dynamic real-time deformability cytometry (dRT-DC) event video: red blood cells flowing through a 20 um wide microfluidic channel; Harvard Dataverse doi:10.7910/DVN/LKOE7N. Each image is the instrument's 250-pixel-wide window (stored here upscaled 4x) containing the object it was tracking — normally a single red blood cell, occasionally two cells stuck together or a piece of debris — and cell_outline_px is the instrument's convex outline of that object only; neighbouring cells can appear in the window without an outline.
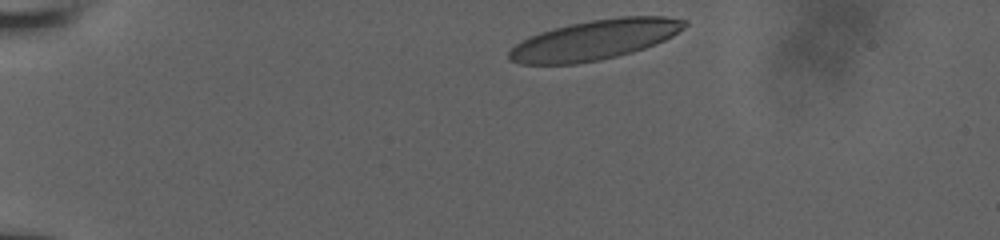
{"species": "human", "species_latin": "Homo sapiens", "temperature_condition": "room temperature", "stored_images_in_passage": 6, "camera_frame_rate_fps": 3000, "um_per_image_px": 0.085, "donor": {"sex": "male"}, "frame": {"image": 1, "passage_image": 1, "time_ms": 0.0, "image_size_px": [1000, 240], "cell_outline_px": [[688, 24], [684, 28], [672, 36], [664, 40], [644, 48], [632, 52], [600, 60], [576, 64], [520, 64], [508, 60], [508, 52], [520, 40], [528, 36], [540, 32], [568, 24], [592, 20], [620, 16], [664, 16], [688, 20]], "centroid_in_image_um": [50.53, 3.38], "position_along_channel_um": 34.5, "area_um2": 40.92}}
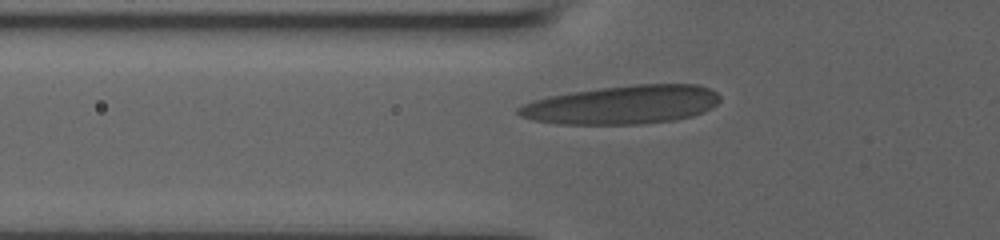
{"frame": {"image": 2, "passage_image": 5, "time_ms": 3.0, "image_size_px": [1000, 240], "cell_outline_px": [[720, 100], [712, 108], [704, 112], [692, 116], [676, 120], [640, 124], [556, 124], [532, 120], [520, 116], [516, 112], [516, 108], [532, 100], [548, 96], [572, 92], [600, 88], [636, 84], [700, 84], [716, 92], [720, 96]], "centroid_in_image_um": [52.9, 8.91], "position_along_channel_um": 72.9, "area_um2": 45.6}}